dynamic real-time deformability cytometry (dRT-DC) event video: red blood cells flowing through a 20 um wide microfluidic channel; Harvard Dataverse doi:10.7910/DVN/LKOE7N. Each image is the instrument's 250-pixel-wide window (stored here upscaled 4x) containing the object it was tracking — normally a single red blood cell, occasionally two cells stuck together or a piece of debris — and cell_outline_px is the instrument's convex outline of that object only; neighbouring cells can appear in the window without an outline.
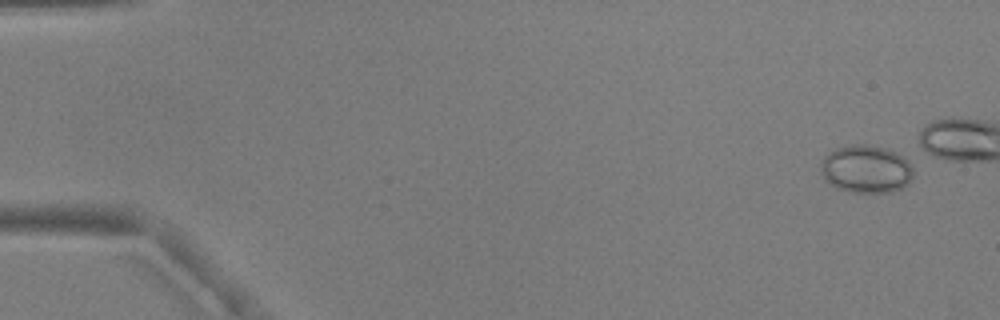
{"species": "common noctule bat (a hibernating species)", "species_latin": "Nyctalus noctula", "temperature_condition": "warm", "stored_images_in_passage": 18, "camera_frame_rate_fps": 3000, "um_per_image_px": 0.085, "animal": {"sex": "male", "body_mass_g": 17.9, "forearm_length_mm": 54.2}, "frame": {"image": 1, "passage_image": 3, "time_ms": 0.667, "image_size_px": [1000, 320], "cell_outline_px": [[912, 176], [908, 184], [892, 192], [852, 192], [836, 188], [824, 180], [820, 172], [820, 164], [824, 156], [828, 152], [836, 148], [856, 144], [864, 144], [884, 148], [896, 152], [908, 160], [912, 168]], "centroid_in_image_um": [73.58, 14.37], "position_along_channel_um": 11.4, "area_um2": 25.89}}